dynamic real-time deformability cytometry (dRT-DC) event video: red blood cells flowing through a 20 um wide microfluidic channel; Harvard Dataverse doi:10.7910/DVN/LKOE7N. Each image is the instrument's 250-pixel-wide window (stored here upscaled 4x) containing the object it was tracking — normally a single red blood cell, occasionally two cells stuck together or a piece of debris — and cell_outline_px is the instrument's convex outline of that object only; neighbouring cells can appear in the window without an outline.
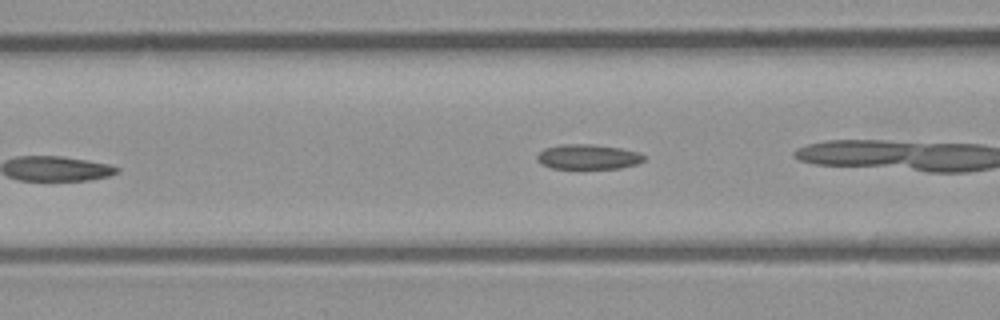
{"species": "common noctule bat (a hibernating species)", "species_latin": "Nyctalus noctula", "temperature_condition": "room temperature", "stored_images_in_passage": 8, "camera_frame_rate_fps": 3000, "um_per_image_px": 0.085, "animal": {"sex": "male", "body_mass_g": 23.1, "forearm_length_mm": 52.7}, "frame": {"image": 1, "passage_image": 6, "time_ms": 1.667, "image_size_px": [1000, 320], "cell_outline_px": [[644, 160], [636, 164], [620, 168], [580, 172], [552, 168], [540, 164], [536, 160], [536, 156], [544, 148], [560, 144], [592, 144], [620, 148], [640, 152], [644, 156]], "centroid_in_image_um": [49.93, 13.38], "position_along_channel_um": 116.7, "area_um2": 16.53}}